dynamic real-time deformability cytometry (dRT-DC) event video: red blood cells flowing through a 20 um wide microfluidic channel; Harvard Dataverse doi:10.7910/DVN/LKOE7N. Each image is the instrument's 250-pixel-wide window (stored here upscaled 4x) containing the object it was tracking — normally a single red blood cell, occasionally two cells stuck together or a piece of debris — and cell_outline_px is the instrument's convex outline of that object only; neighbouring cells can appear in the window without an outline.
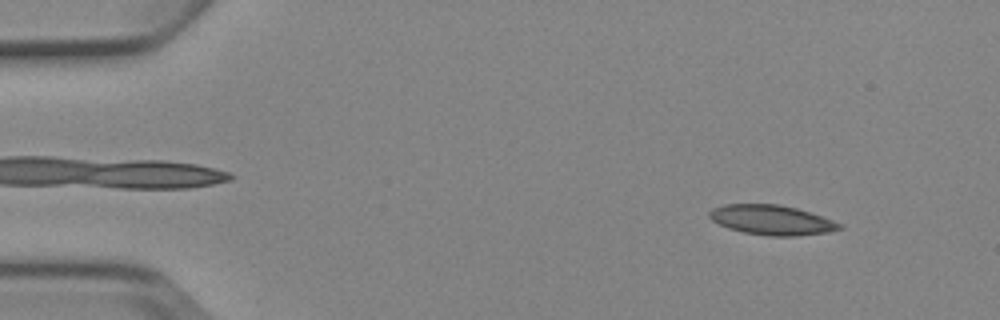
{"species": "Egyptian fruit bat (a non-hibernating species)", "species_latin": "Rousettus aegyptiacus", "temperature_condition": "cold", "stored_images_in_passage": 4, "camera_frame_rate_fps": 3000, "um_per_image_px": 0.085, "animal": {"sex": "female"}, "frame": {"image": 1, "passage_image": 1, "time_ms": 0.0, "image_size_px": [1000, 320], "cell_outline_px": [[844, 228], [828, 232], [796, 236], [768, 236], [744, 232], [728, 228], [712, 220], [708, 216], [708, 212], [712, 208], [724, 204], [780, 204], [796, 208], [844, 224]], "centroid_in_image_um": [65.59, 18.7], "position_along_channel_um": 19.4, "area_um2": 22.6}}
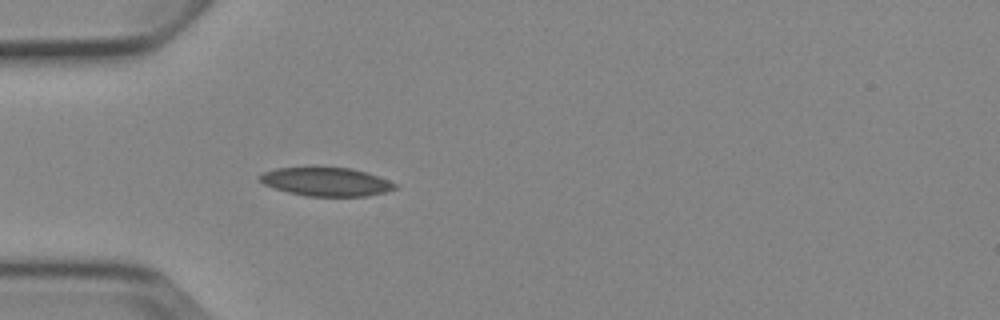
{"frame": {"image": 2, "passage_image": 4, "time_ms": 3.333, "image_size_px": [1000, 320], "cell_outline_px": [[396, 188], [384, 192], [368, 196], [308, 196], [288, 192], [264, 184], [256, 176], [264, 172], [276, 168], [352, 168], [368, 172], [388, 180], [396, 184]], "centroid_in_image_um": [27.73, 15.45], "position_along_channel_um": 57.3, "area_um2": 22.25}}